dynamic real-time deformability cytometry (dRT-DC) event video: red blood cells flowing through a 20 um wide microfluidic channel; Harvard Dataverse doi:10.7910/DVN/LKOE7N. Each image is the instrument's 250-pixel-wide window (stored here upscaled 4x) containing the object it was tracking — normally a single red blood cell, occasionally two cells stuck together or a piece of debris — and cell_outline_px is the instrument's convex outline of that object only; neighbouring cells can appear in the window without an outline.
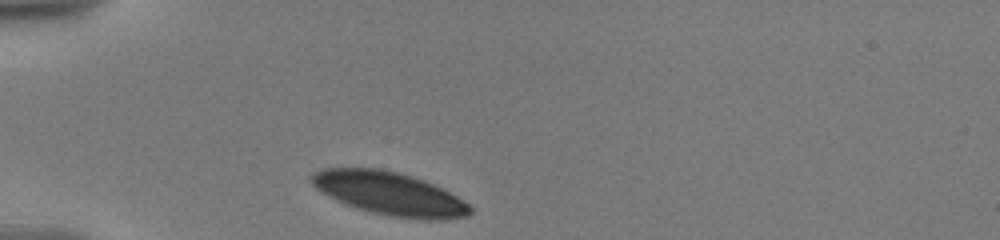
{"species": "human", "species_latin": "Homo sapiens", "temperature_condition": "warm", "stored_images_in_passage": 12, "camera_frame_rate_fps": 3000, "um_per_image_px": 0.085, "donor": {"sex": "male"}, "frame": {"image": 1, "passage_image": 1, "time_ms": 0.0, "image_size_px": [1000, 240], "cell_outline_px": [[472, 212], [468, 216], [440, 220], [424, 220], [388, 216], [372, 212], [336, 200], [328, 196], [316, 188], [308, 180], [312, 172], [324, 168], [380, 168], [396, 172], [424, 180], [456, 196], [468, 204], [472, 208]], "centroid_in_image_um": [33.08, 16.45], "position_along_channel_um": 51.9, "area_um2": 39.65}}
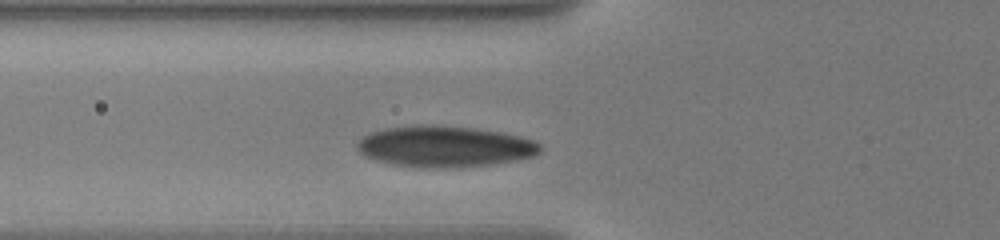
{"frame": {"image": 2, "passage_image": 9, "time_ms": 1.667, "image_size_px": [1000, 240], "cell_outline_px": [[540, 152], [536, 156], [496, 164], [460, 168], [428, 168], [392, 164], [364, 156], [356, 148], [356, 144], [364, 136], [372, 132], [388, 128], [420, 124], [472, 128], [500, 132], [520, 136], [532, 140], [540, 144]], "centroid_in_image_um": [37.83, 12.47], "position_along_channel_um": 88.0, "area_um2": 43.87}}